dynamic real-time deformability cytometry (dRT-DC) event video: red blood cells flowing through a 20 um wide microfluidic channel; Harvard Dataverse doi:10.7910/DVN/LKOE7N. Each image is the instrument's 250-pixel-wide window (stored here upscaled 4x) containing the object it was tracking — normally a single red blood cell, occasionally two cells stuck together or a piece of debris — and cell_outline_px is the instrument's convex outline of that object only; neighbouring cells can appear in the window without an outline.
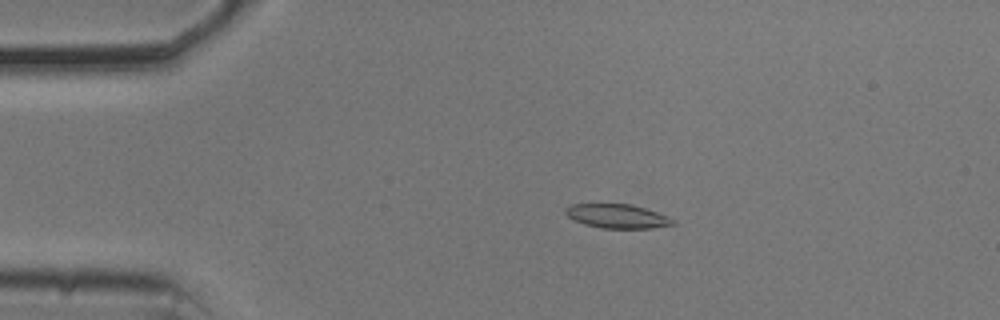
{"species": "common noctule bat (a hibernating species)", "species_latin": "Nyctalus noctula", "temperature_condition": "cold", "stored_images_in_passage": 54, "camera_frame_rate_fps": 3000, "um_per_image_px": 0.085, "animal": {"sex": "male", "body_mass_g": 20.5, "forearm_length_mm": 52.5}, "frame": {"image": 1, "passage_image": 10, "time_ms": 3.0, "image_size_px": [1000, 320], "cell_outline_px": [[676, 224], [652, 228], [600, 228], [584, 224], [568, 216], [564, 212], [564, 208], [572, 204], [632, 204], [668, 216], [676, 220]], "centroid_in_image_um": [52.49, 18.37], "position_along_channel_um": 32.5, "area_um2": 15.03}}
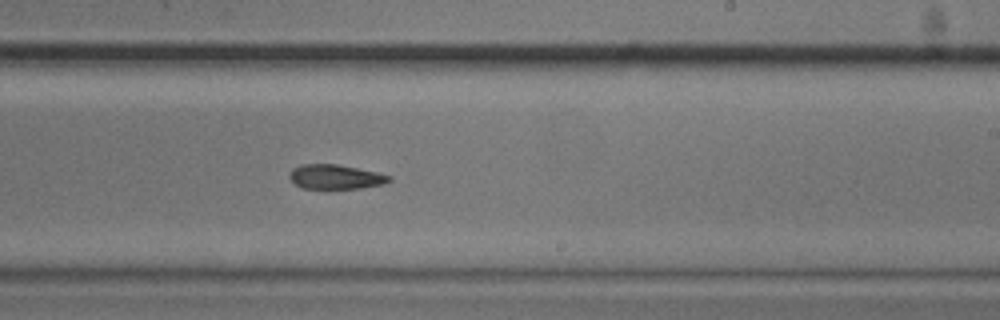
{"frame": {"image": 2, "passage_image": 32, "time_ms": 10.333, "image_size_px": [1000, 320], "cell_outline_px": [[392, 180], [384, 184], [360, 188], [304, 188], [296, 184], [288, 176], [292, 168], [300, 164], [336, 164], [376, 172], [392, 176]], "centroid_in_image_um": [28.52, 15.02], "position_along_channel_um": 260.5, "area_um2": 14.1}}
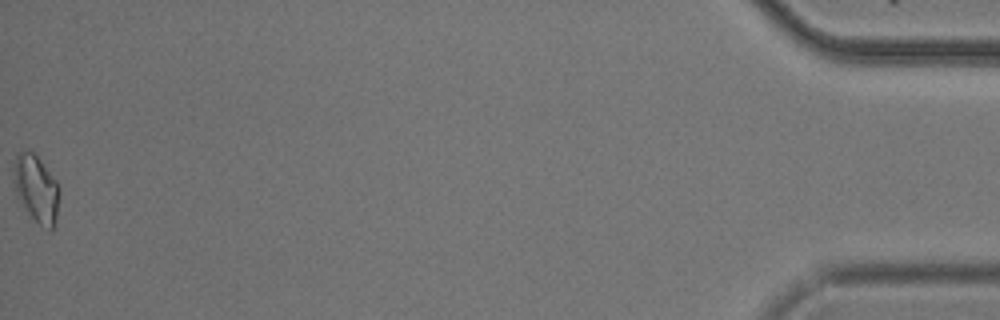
{"frame": {"image": 3, "passage_image": 54, "time_ms": 17.667, "image_size_px": [1000, 320], "cell_outline_px": [[60, 196], [56, 224], [48, 232], [24, 208], [16, 196], [12, 180], [12, 168], [16, 152], [36, 152], [56, 180], [60, 188]], "centroid_in_image_um": [3.08, 16.02], "position_along_channel_um": 432.1, "area_um2": 18.61}, "authors_computed_cell_mechanics": {"area_um2": 15.4037, "velocity_mm_per_s": 3.7025, "shape_relaxation_time_tau1_ms": 3.604, "shape_relaxation_time_tau2_ms": null, "deformation_change_tau1": 0.1307, "deformation_change_tau2": null}}